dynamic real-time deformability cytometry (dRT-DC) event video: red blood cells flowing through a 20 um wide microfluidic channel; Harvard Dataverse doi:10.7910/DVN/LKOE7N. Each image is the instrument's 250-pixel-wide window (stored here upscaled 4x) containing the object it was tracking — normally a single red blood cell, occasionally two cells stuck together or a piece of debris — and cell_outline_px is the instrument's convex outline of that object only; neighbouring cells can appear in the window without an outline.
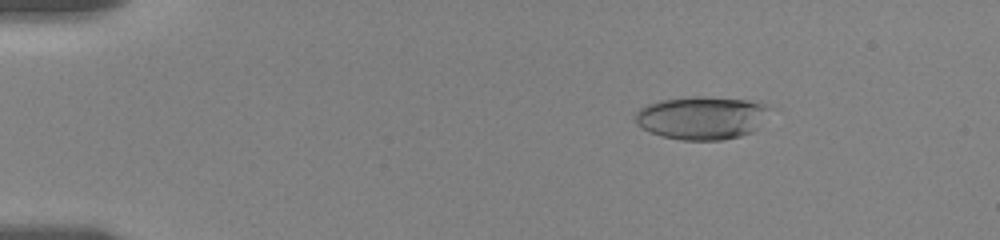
{"species": "human", "species_latin": "Homo sapiens", "temperature_condition": "room temperature", "stored_images_in_passage": 66, "camera_frame_rate_fps": 3000, "um_per_image_px": 0.085, "donor": {"sex": "female"}, "frame": {"image": 1, "passage_image": 13, "time_ms": 2.667, "image_size_px": [1000, 240], "cell_outline_px": [[768, 108], [752, 132], [740, 136], [724, 140], [680, 140], [664, 136], [652, 132], [636, 124], [636, 112], [640, 108], [648, 104], [660, 100], [688, 96], [704, 96], [748, 100], [768, 104]], "centroid_in_image_um": [59.6, 10.0], "position_along_channel_um": 25.4, "area_um2": 33.35}}
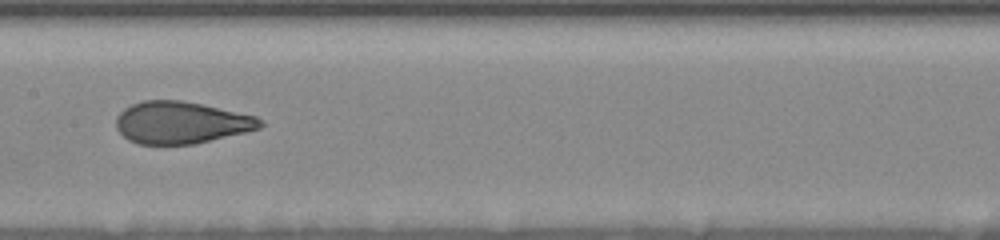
{"frame": {"image": 2, "passage_image": 42, "time_ms": 9.667, "image_size_px": [1000, 240], "cell_outline_px": [[264, 124], [260, 128], [244, 132], [192, 144], [140, 144], [128, 140], [116, 128], [116, 116], [124, 108], [132, 104], [144, 100], [180, 100], [204, 104], [256, 116], [264, 120]], "centroid_in_image_um": [15.39, 10.4], "position_along_channel_um": 192.0, "area_um2": 35.26}}
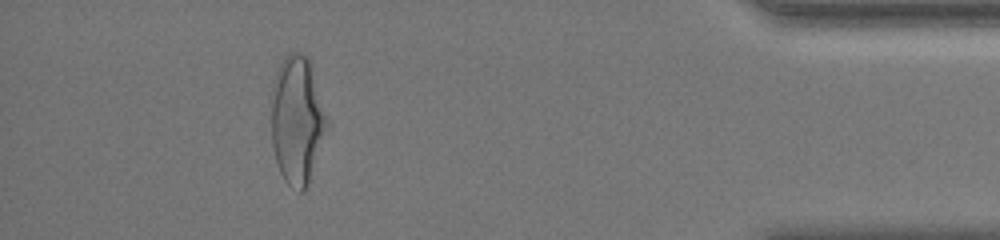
{"frame": {"image": 3, "passage_image": 62, "time_ms": 17.0, "image_size_px": [1000, 240], "cell_outline_px": [[328, 124], [304, 192], [300, 192], [288, 184], [284, 180], [280, 172], [276, 160], [272, 144], [272, 84], [280, 64], [284, 56], [288, 52], [300, 52], [308, 56], [328, 120]], "centroid_in_image_um": [25.23, 10.16], "position_along_channel_um": 410.0, "area_um2": 40.86}, "authors_computed_cell_mechanics": {"area_um2": 35.3736, "velocity_mm_per_s": 3.5885, "shape_relaxation_time_tau1_ms": 4.9697, "shape_relaxation_time_tau2_ms": 1.0858, "deformation_change_tau1": 0.1918, "deformation_change_tau2": 0.0749}}